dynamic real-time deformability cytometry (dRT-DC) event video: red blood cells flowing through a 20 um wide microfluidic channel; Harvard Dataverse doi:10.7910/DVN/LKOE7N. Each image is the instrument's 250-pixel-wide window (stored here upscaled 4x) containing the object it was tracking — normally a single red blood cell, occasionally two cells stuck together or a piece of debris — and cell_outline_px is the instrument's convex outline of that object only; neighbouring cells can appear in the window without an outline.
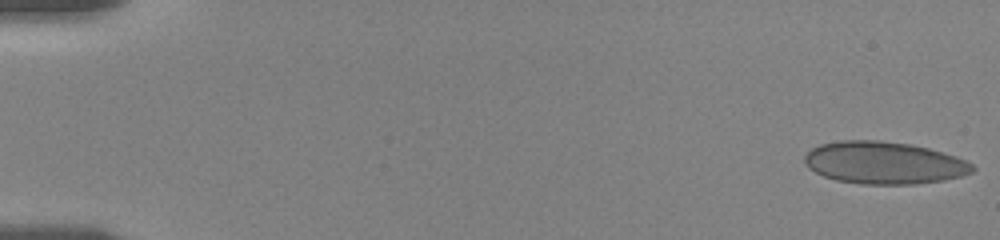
{"species": "human", "species_latin": "Homo sapiens", "temperature_condition": "room temperature", "stored_images_in_passage": 43, "camera_frame_rate_fps": 3000, "um_per_image_px": 0.085, "donor": {"sex": "female"}, "frame": {"image": 1, "passage_image": 1, "time_ms": 0.0, "image_size_px": [1000, 240], "cell_outline_px": [[976, 168], [972, 172], [960, 176], [944, 180], [916, 184], [860, 184], [836, 180], [824, 176], [808, 168], [804, 160], [804, 156], [812, 148], [820, 144], [840, 140], [880, 140], [912, 144], [928, 148], [956, 156], [972, 164]], "centroid_in_image_um": [75.13, 13.83], "position_along_channel_um": 9.9, "area_um2": 41.5}}
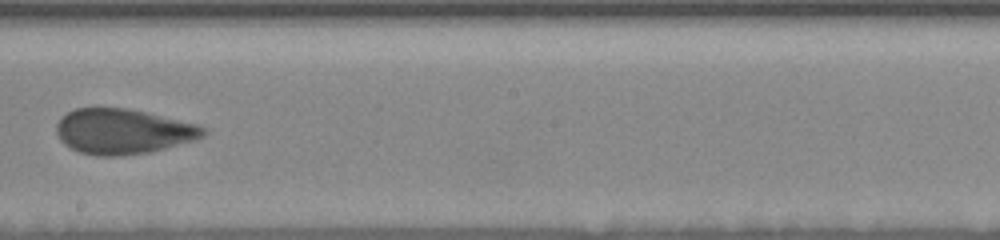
{"frame": {"image": 2, "passage_image": 25, "time_ms": 10.667, "image_size_px": [1000, 240], "cell_outline_px": [[208, 132], [204, 136], [196, 140], [152, 152], [120, 156], [96, 156], [80, 152], [64, 144], [60, 140], [56, 132], [56, 124], [60, 116], [76, 108], [128, 108], [200, 124], [208, 128]], "centroid_in_image_um": [10.5, 11.17], "position_along_channel_um": 237.7, "area_um2": 39.25}}
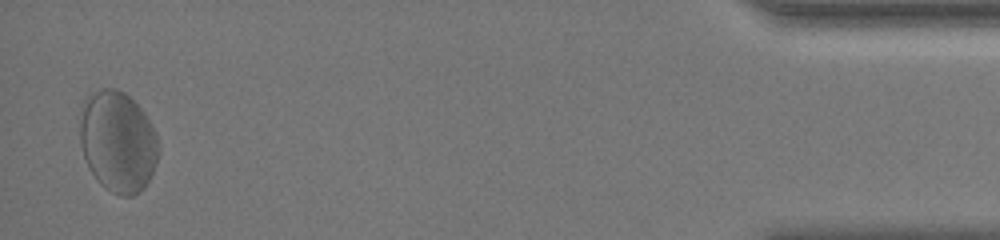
{"frame": {"image": 3, "passage_image": 43, "time_ms": 18.0, "image_size_px": [1000, 240], "cell_outline_px": [[160, 152], [156, 164], [144, 188], [140, 192], [132, 196], [120, 196], [104, 188], [96, 180], [88, 168], [80, 144], [80, 108], [88, 92], [100, 88], [116, 88], [124, 92], [144, 112], [156, 136], [160, 148]], "centroid_in_image_um": [9.98, 12.03], "position_along_channel_um": 425.2, "area_um2": 46.88}, "authors_computed_cell_mechanics": {"area_um2": 39.4774, "velocity_mm_per_s": 3.5643, "shape_relaxation_time_tau1_ms": 5.917, "shape_relaxation_time_tau2_ms": null, "deformation_change_tau1": 0.1139, "deformation_change_tau2": null}}